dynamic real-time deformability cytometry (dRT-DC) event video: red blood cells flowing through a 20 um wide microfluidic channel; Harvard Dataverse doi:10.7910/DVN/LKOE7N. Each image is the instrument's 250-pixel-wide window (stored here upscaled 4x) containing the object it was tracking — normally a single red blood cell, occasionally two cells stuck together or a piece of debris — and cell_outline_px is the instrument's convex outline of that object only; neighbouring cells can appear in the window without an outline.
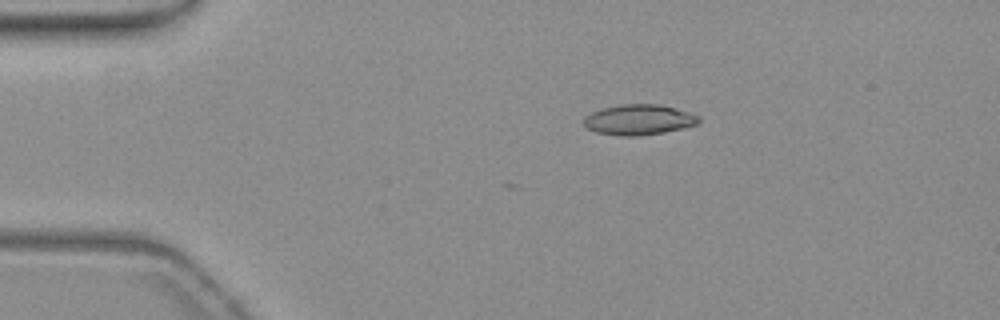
{"species": "common noctule bat (a hibernating species)", "species_latin": "Nyctalus noctula", "temperature_condition": "warm", "stored_images_in_passage": 15, "camera_frame_rate_fps": 3000, "um_per_image_px": 0.085, "animal": {"sex": "female", "body_mass_g": 19.3, "forearm_length_mm": 54.1}, "frame": {"image": 1, "passage_image": 1, "time_ms": 0.0, "image_size_px": [1000, 320], "cell_outline_px": [[700, 120], [696, 124], [664, 132], [640, 136], [620, 136], [596, 132], [588, 128], [584, 124], [584, 116], [592, 112], [604, 108], [620, 104], [656, 104], [688, 112], [700, 116]], "centroid_in_image_um": [54.27, 10.18], "position_along_channel_um": 30.7, "area_um2": 20.11}}
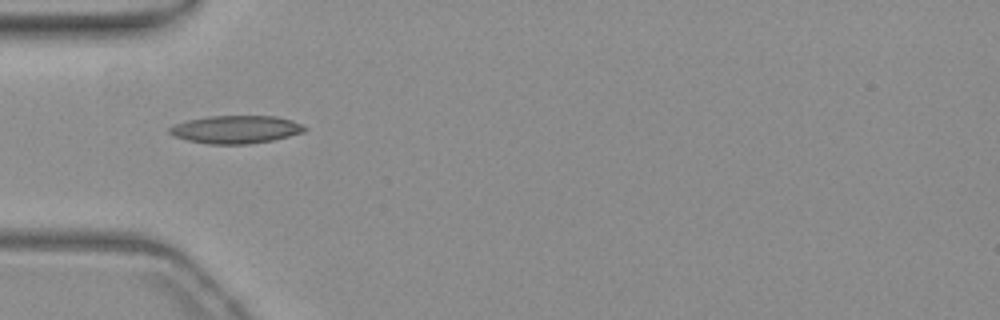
{"frame": {"image": 2, "passage_image": 8, "time_ms": 2.333, "image_size_px": [1000, 320], "cell_outline_px": [[308, 128], [304, 132], [272, 140], [248, 144], [208, 144], [188, 140], [176, 136], [168, 132], [168, 128], [172, 124], [188, 120], [208, 116], [276, 116], [292, 120]], "centroid_in_image_um": [20.03, 11.0], "position_along_channel_um": 65.0, "area_um2": 21.91}}
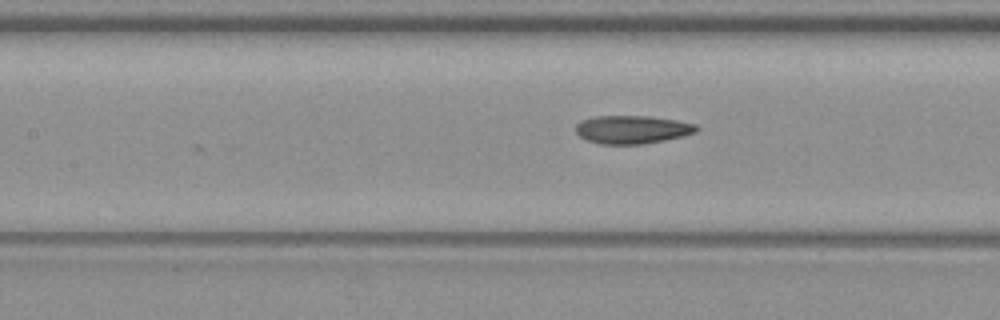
{"frame": {"image": 3, "passage_image": 15, "time_ms": 4.667, "image_size_px": [1000, 320], "cell_outline_px": [[700, 128], [696, 132], [684, 136], [644, 144], [600, 144], [588, 140], [580, 136], [576, 132], [576, 124], [580, 120], [596, 116], [652, 116], [676, 120], [696, 124]], "centroid_in_image_um": [53.76, 11.0], "position_along_channel_um": 153.6, "area_um2": 19.94}}